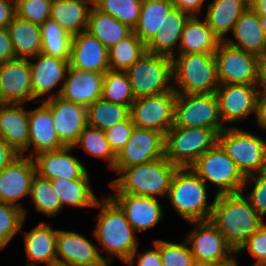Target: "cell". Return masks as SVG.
I'll use <instances>...</instances> for the list:
<instances>
[{
	"label": "cell",
	"mask_w": 266,
	"mask_h": 266,
	"mask_svg": "<svg viewBox=\"0 0 266 266\" xmlns=\"http://www.w3.org/2000/svg\"><path fill=\"white\" fill-rule=\"evenodd\" d=\"M210 221L234 252L266 222L242 192L215 195Z\"/></svg>",
	"instance_id": "obj_1"
},
{
	"label": "cell",
	"mask_w": 266,
	"mask_h": 266,
	"mask_svg": "<svg viewBox=\"0 0 266 266\" xmlns=\"http://www.w3.org/2000/svg\"><path fill=\"white\" fill-rule=\"evenodd\" d=\"M95 207L101 209L93 234L109 255L105 257V261L110 264L114 257H118L126 263L131 254L138 250L136 231L110 197L103 198L102 202L98 200Z\"/></svg>",
	"instance_id": "obj_2"
},
{
	"label": "cell",
	"mask_w": 266,
	"mask_h": 266,
	"mask_svg": "<svg viewBox=\"0 0 266 266\" xmlns=\"http://www.w3.org/2000/svg\"><path fill=\"white\" fill-rule=\"evenodd\" d=\"M178 166L172 164L165 156L145 164L122 169L119 177L109 186L115 193H128L139 196L154 197L168 194Z\"/></svg>",
	"instance_id": "obj_3"
},
{
	"label": "cell",
	"mask_w": 266,
	"mask_h": 266,
	"mask_svg": "<svg viewBox=\"0 0 266 266\" xmlns=\"http://www.w3.org/2000/svg\"><path fill=\"white\" fill-rule=\"evenodd\" d=\"M207 194L206 183L190 167H178L167 199L186 222L210 221L215 197L208 205Z\"/></svg>",
	"instance_id": "obj_4"
},
{
	"label": "cell",
	"mask_w": 266,
	"mask_h": 266,
	"mask_svg": "<svg viewBox=\"0 0 266 266\" xmlns=\"http://www.w3.org/2000/svg\"><path fill=\"white\" fill-rule=\"evenodd\" d=\"M173 87L181 94H212L218 89L215 54H176L173 58Z\"/></svg>",
	"instance_id": "obj_5"
},
{
	"label": "cell",
	"mask_w": 266,
	"mask_h": 266,
	"mask_svg": "<svg viewBox=\"0 0 266 266\" xmlns=\"http://www.w3.org/2000/svg\"><path fill=\"white\" fill-rule=\"evenodd\" d=\"M126 73L135 99L174 90L173 61L169 56L145 52Z\"/></svg>",
	"instance_id": "obj_6"
},
{
	"label": "cell",
	"mask_w": 266,
	"mask_h": 266,
	"mask_svg": "<svg viewBox=\"0 0 266 266\" xmlns=\"http://www.w3.org/2000/svg\"><path fill=\"white\" fill-rule=\"evenodd\" d=\"M218 144L245 177L266 170V140L263 138L229 126L218 134Z\"/></svg>",
	"instance_id": "obj_7"
},
{
	"label": "cell",
	"mask_w": 266,
	"mask_h": 266,
	"mask_svg": "<svg viewBox=\"0 0 266 266\" xmlns=\"http://www.w3.org/2000/svg\"><path fill=\"white\" fill-rule=\"evenodd\" d=\"M218 143V133L201 127H171L165 134L164 156L178 167H190Z\"/></svg>",
	"instance_id": "obj_8"
},
{
	"label": "cell",
	"mask_w": 266,
	"mask_h": 266,
	"mask_svg": "<svg viewBox=\"0 0 266 266\" xmlns=\"http://www.w3.org/2000/svg\"><path fill=\"white\" fill-rule=\"evenodd\" d=\"M190 168L206 183L218 187L215 195L240 193L245 184V176L235 162L217 143L199 157Z\"/></svg>",
	"instance_id": "obj_9"
},
{
	"label": "cell",
	"mask_w": 266,
	"mask_h": 266,
	"mask_svg": "<svg viewBox=\"0 0 266 266\" xmlns=\"http://www.w3.org/2000/svg\"><path fill=\"white\" fill-rule=\"evenodd\" d=\"M215 93L176 94L172 127H201L213 129L218 134L225 129Z\"/></svg>",
	"instance_id": "obj_10"
},
{
	"label": "cell",
	"mask_w": 266,
	"mask_h": 266,
	"mask_svg": "<svg viewBox=\"0 0 266 266\" xmlns=\"http://www.w3.org/2000/svg\"><path fill=\"white\" fill-rule=\"evenodd\" d=\"M220 84L259 85L260 57L221 41L215 52Z\"/></svg>",
	"instance_id": "obj_11"
},
{
	"label": "cell",
	"mask_w": 266,
	"mask_h": 266,
	"mask_svg": "<svg viewBox=\"0 0 266 266\" xmlns=\"http://www.w3.org/2000/svg\"><path fill=\"white\" fill-rule=\"evenodd\" d=\"M176 94L171 90L135 99L129 108L134 126L151 129L165 136L173 126Z\"/></svg>",
	"instance_id": "obj_12"
},
{
	"label": "cell",
	"mask_w": 266,
	"mask_h": 266,
	"mask_svg": "<svg viewBox=\"0 0 266 266\" xmlns=\"http://www.w3.org/2000/svg\"><path fill=\"white\" fill-rule=\"evenodd\" d=\"M165 136L151 129L134 127L124 147L117 153L112 171L145 164L164 157Z\"/></svg>",
	"instance_id": "obj_13"
},
{
	"label": "cell",
	"mask_w": 266,
	"mask_h": 266,
	"mask_svg": "<svg viewBox=\"0 0 266 266\" xmlns=\"http://www.w3.org/2000/svg\"><path fill=\"white\" fill-rule=\"evenodd\" d=\"M195 224L186 235V241L197 266L222 261L230 257L234 250L211 221L189 222Z\"/></svg>",
	"instance_id": "obj_14"
},
{
	"label": "cell",
	"mask_w": 266,
	"mask_h": 266,
	"mask_svg": "<svg viewBox=\"0 0 266 266\" xmlns=\"http://www.w3.org/2000/svg\"><path fill=\"white\" fill-rule=\"evenodd\" d=\"M259 85L220 84L215 91L223 124L238 122L256 114Z\"/></svg>",
	"instance_id": "obj_15"
},
{
	"label": "cell",
	"mask_w": 266,
	"mask_h": 266,
	"mask_svg": "<svg viewBox=\"0 0 266 266\" xmlns=\"http://www.w3.org/2000/svg\"><path fill=\"white\" fill-rule=\"evenodd\" d=\"M43 103L52 113L59 140L65 146L73 147L87 126V107L64 100L60 96L44 99Z\"/></svg>",
	"instance_id": "obj_16"
},
{
	"label": "cell",
	"mask_w": 266,
	"mask_h": 266,
	"mask_svg": "<svg viewBox=\"0 0 266 266\" xmlns=\"http://www.w3.org/2000/svg\"><path fill=\"white\" fill-rule=\"evenodd\" d=\"M57 266L109 265L98 247L74 231L58 230L56 239Z\"/></svg>",
	"instance_id": "obj_17"
},
{
	"label": "cell",
	"mask_w": 266,
	"mask_h": 266,
	"mask_svg": "<svg viewBox=\"0 0 266 266\" xmlns=\"http://www.w3.org/2000/svg\"><path fill=\"white\" fill-rule=\"evenodd\" d=\"M35 174L33 158L24 155H20L9 166L0 171V202L22 208L25 218L27 211L18 201L29 195Z\"/></svg>",
	"instance_id": "obj_18"
},
{
	"label": "cell",
	"mask_w": 266,
	"mask_h": 266,
	"mask_svg": "<svg viewBox=\"0 0 266 266\" xmlns=\"http://www.w3.org/2000/svg\"><path fill=\"white\" fill-rule=\"evenodd\" d=\"M109 197L124 212L136 232L154 227L164 217L163 207L157 198L128 193H114Z\"/></svg>",
	"instance_id": "obj_19"
},
{
	"label": "cell",
	"mask_w": 266,
	"mask_h": 266,
	"mask_svg": "<svg viewBox=\"0 0 266 266\" xmlns=\"http://www.w3.org/2000/svg\"><path fill=\"white\" fill-rule=\"evenodd\" d=\"M0 89L6 103L34 100L29 59L0 63Z\"/></svg>",
	"instance_id": "obj_20"
},
{
	"label": "cell",
	"mask_w": 266,
	"mask_h": 266,
	"mask_svg": "<svg viewBox=\"0 0 266 266\" xmlns=\"http://www.w3.org/2000/svg\"><path fill=\"white\" fill-rule=\"evenodd\" d=\"M104 74L69 67L57 96L87 107L101 98Z\"/></svg>",
	"instance_id": "obj_21"
},
{
	"label": "cell",
	"mask_w": 266,
	"mask_h": 266,
	"mask_svg": "<svg viewBox=\"0 0 266 266\" xmlns=\"http://www.w3.org/2000/svg\"><path fill=\"white\" fill-rule=\"evenodd\" d=\"M69 67L105 73L110 70L108 49L87 30L74 35Z\"/></svg>",
	"instance_id": "obj_22"
},
{
	"label": "cell",
	"mask_w": 266,
	"mask_h": 266,
	"mask_svg": "<svg viewBox=\"0 0 266 266\" xmlns=\"http://www.w3.org/2000/svg\"><path fill=\"white\" fill-rule=\"evenodd\" d=\"M72 148L74 147L65 146L34 156L36 174L49 180L81 178L87 169L78 158L69 153Z\"/></svg>",
	"instance_id": "obj_23"
},
{
	"label": "cell",
	"mask_w": 266,
	"mask_h": 266,
	"mask_svg": "<svg viewBox=\"0 0 266 266\" xmlns=\"http://www.w3.org/2000/svg\"><path fill=\"white\" fill-rule=\"evenodd\" d=\"M31 59L35 61L37 59L36 63L30 61L34 100L39 103L37 98L46 94L48 95L46 99L56 97L57 93L51 91L58 87L61 81L64 83L69 60L58 59L43 53Z\"/></svg>",
	"instance_id": "obj_24"
},
{
	"label": "cell",
	"mask_w": 266,
	"mask_h": 266,
	"mask_svg": "<svg viewBox=\"0 0 266 266\" xmlns=\"http://www.w3.org/2000/svg\"><path fill=\"white\" fill-rule=\"evenodd\" d=\"M53 122L52 113L44 103L36 109L29 110L28 151L31 145H33L32 149H34L29 155L30 158L43 152L58 150L65 147L57 136Z\"/></svg>",
	"instance_id": "obj_25"
},
{
	"label": "cell",
	"mask_w": 266,
	"mask_h": 266,
	"mask_svg": "<svg viewBox=\"0 0 266 266\" xmlns=\"http://www.w3.org/2000/svg\"><path fill=\"white\" fill-rule=\"evenodd\" d=\"M23 103H6L0 106V137L20 155L28 151L29 110Z\"/></svg>",
	"instance_id": "obj_26"
},
{
	"label": "cell",
	"mask_w": 266,
	"mask_h": 266,
	"mask_svg": "<svg viewBox=\"0 0 266 266\" xmlns=\"http://www.w3.org/2000/svg\"><path fill=\"white\" fill-rule=\"evenodd\" d=\"M231 34L236 41L226 38L227 44L258 57L266 53V39L262 32L260 16L250 6L241 14Z\"/></svg>",
	"instance_id": "obj_27"
},
{
	"label": "cell",
	"mask_w": 266,
	"mask_h": 266,
	"mask_svg": "<svg viewBox=\"0 0 266 266\" xmlns=\"http://www.w3.org/2000/svg\"><path fill=\"white\" fill-rule=\"evenodd\" d=\"M58 229L50 224L40 222L30 232L24 235V248L30 260L26 266H37L45 263L46 266H57L56 239Z\"/></svg>",
	"instance_id": "obj_28"
},
{
	"label": "cell",
	"mask_w": 266,
	"mask_h": 266,
	"mask_svg": "<svg viewBox=\"0 0 266 266\" xmlns=\"http://www.w3.org/2000/svg\"><path fill=\"white\" fill-rule=\"evenodd\" d=\"M190 17L187 12L174 7L166 17L164 26L146 43V52L173 58L178 54L181 34Z\"/></svg>",
	"instance_id": "obj_29"
},
{
	"label": "cell",
	"mask_w": 266,
	"mask_h": 266,
	"mask_svg": "<svg viewBox=\"0 0 266 266\" xmlns=\"http://www.w3.org/2000/svg\"><path fill=\"white\" fill-rule=\"evenodd\" d=\"M93 0H52L50 19L74 36L87 30Z\"/></svg>",
	"instance_id": "obj_30"
},
{
	"label": "cell",
	"mask_w": 266,
	"mask_h": 266,
	"mask_svg": "<svg viewBox=\"0 0 266 266\" xmlns=\"http://www.w3.org/2000/svg\"><path fill=\"white\" fill-rule=\"evenodd\" d=\"M249 0H213L207 6L204 16L214 34L225 41L241 14L249 7Z\"/></svg>",
	"instance_id": "obj_31"
},
{
	"label": "cell",
	"mask_w": 266,
	"mask_h": 266,
	"mask_svg": "<svg viewBox=\"0 0 266 266\" xmlns=\"http://www.w3.org/2000/svg\"><path fill=\"white\" fill-rule=\"evenodd\" d=\"M191 16L186 22L179 44L178 54L206 53L215 54L220 39L208 26L206 20Z\"/></svg>",
	"instance_id": "obj_32"
},
{
	"label": "cell",
	"mask_w": 266,
	"mask_h": 266,
	"mask_svg": "<svg viewBox=\"0 0 266 266\" xmlns=\"http://www.w3.org/2000/svg\"><path fill=\"white\" fill-rule=\"evenodd\" d=\"M7 29L16 59H31L41 53L40 25L16 16Z\"/></svg>",
	"instance_id": "obj_33"
},
{
	"label": "cell",
	"mask_w": 266,
	"mask_h": 266,
	"mask_svg": "<svg viewBox=\"0 0 266 266\" xmlns=\"http://www.w3.org/2000/svg\"><path fill=\"white\" fill-rule=\"evenodd\" d=\"M53 190L58 195L62 207H95L99 200L90 188L88 171L79 179H53L50 180Z\"/></svg>",
	"instance_id": "obj_34"
},
{
	"label": "cell",
	"mask_w": 266,
	"mask_h": 266,
	"mask_svg": "<svg viewBox=\"0 0 266 266\" xmlns=\"http://www.w3.org/2000/svg\"><path fill=\"white\" fill-rule=\"evenodd\" d=\"M87 31L109 49L121 39L129 36L133 29L92 6L89 12Z\"/></svg>",
	"instance_id": "obj_35"
},
{
	"label": "cell",
	"mask_w": 266,
	"mask_h": 266,
	"mask_svg": "<svg viewBox=\"0 0 266 266\" xmlns=\"http://www.w3.org/2000/svg\"><path fill=\"white\" fill-rule=\"evenodd\" d=\"M173 8L171 0H143L133 32L146 44L164 26L166 17Z\"/></svg>",
	"instance_id": "obj_36"
},
{
	"label": "cell",
	"mask_w": 266,
	"mask_h": 266,
	"mask_svg": "<svg viewBox=\"0 0 266 266\" xmlns=\"http://www.w3.org/2000/svg\"><path fill=\"white\" fill-rule=\"evenodd\" d=\"M41 53L58 59L69 60L73 36L65 32L54 20L48 19L41 26Z\"/></svg>",
	"instance_id": "obj_37"
},
{
	"label": "cell",
	"mask_w": 266,
	"mask_h": 266,
	"mask_svg": "<svg viewBox=\"0 0 266 266\" xmlns=\"http://www.w3.org/2000/svg\"><path fill=\"white\" fill-rule=\"evenodd\" d=\"M145 52L146 44L132 32L108 49L110 70L126 71Z\"/></svg>",
	"instance_id": "obj_38"
},
{
	"label": "cell",
	"mask_w": 266,
	"mask_h": 266,
	"mask_svg": "<svg viewBox=\"0 0 266 266\" xmlns=\"http://www.w3.org/2000/svg\"><path fill=\"white\" fill-rule=\"evenodd\" d=\"M129 117V107L102 98L87 106V125L105 131Z\"/></svg>",
	"instance_id": "obj_39"
},
{
	"label": "cell",
	"mask_w": 266,
	"mask_h": 266,
	"mask_svg": "<svg viewBox=\"0 0 266 266\" xmlns=\"http://www.w3.org/2000/svg\"><path fill=\"white\" fill-rule=\"evenodd\" d=\"M29 195L36 210L49 218L57 216L63 209L58 195L52 188L51 181L38 174H35L32 179Z\"/></svg>",
	"instance_id": "obj_40"
},
{
	"label": "cell",
	"mask_w": 266,
	"mask_h": 266,
	"mask_svg": "<svg viewBox=\"0 0 266 266\" xmlns=\"http://www.w3.org/2000/svg\"><path fill=\"white\" fill-rule=\"evenodd\" d=\"M101 98L130 108L135 98L126 71L108 70L105 72Z\"/></svg>",
	"instance_id": "obj_41"
},
{
	"label": "cell",
	"mask_w": 266,
	"mask_h": 266,
	"mask_svg": "<svg viewBox=\"0 0 266 266\" xmlns=\"http://www.w3.org/2000/svg\"><path fill=\"white\" fill-rule=\"evenodd\" d=\"M74 146H81L89 155L107 160L108 168L114 169L117 154L107 141L104 131L87 125Z\"/></svg>",
	"instance_id": "obj_42"
},
{
	"label": "cell",
	"mask_w": 266,
	"mask_h": 266,
	"mask_svg": "<svg viewBox=\"0 0 266 266\" xmlns=\"http://www.w3.org/2000/svg\"><path fill=\"white\" fill-rule=\"evenodd\" d=\"M143 0H93V6L132 29L137 25Z\"/></svg>",
	"instance_id": "obj_43"
},
{
	"label": "cell",
	"mask_w": 266,
	"mask_h": 266,
	"mask_svg": "<svg viewBox=\"0 0 266 266\" xmlns=\"http://www.w3.org/2000/svg\"><path fill=\"white\" fill-rule=\"evenodd\" d=\"M25 219L22 208L0 202V250L4 249L18 232H22Z\"/></svg>",
	"instance_id": "obj_44"
},
{
	"label": "cell",
	"mask_w": 266,
	"mask_h": 266,
	"mask_svg": "<svg viewBox=\"0 0 266 266\" xmlns=\"http://www.w3.org/2000/svg\"><path fill=\"white\" fill-rule=\"evenodd\" d=\"M184 241L180 244L159 239L162 266H197L187 241Z\"/></svg>",
	"instance_id": "obj_45"
},
{
	"label": "cell",
	"mask_w": 266,
	"mask_h": 266,
	"mask_svg": "<svg viewBox=\"0 0 266 266\" xmlns=\"http://www.w3.org/2000/svg\"><path fill=\"white\" fill-rule=\"evenodd\" d=\"M16 16L42 25L50 19L52 0H15Z\"/></svg>",
	"instance_id": "obj_46"
},
{
	"label": "cell",
	"mask_w": 266,
	"mask_h": 266,
	"mask_svg": "<svg viewBox=\"0 0 266 266\" xmlns=\"http://www.w3.org/2000/svg\"><path fill=\"white\" fill-rule=\"evenodd\" d=\"M254 181V187L247 195H244L250 202L251 206L261 216L266 215V170L246 176L242 193L245 194L246 185Z\"/></svg>",
	"instance_id": "obj_47"
},
{
	"label": "cell",
	"mask_w": 266,
	"mask_h": 266,
	"mask_svg": "<svg viewBox=\"0 0 266 266\" xmlns=\"http://www.w3.org/2000/svg\"><path fill=\"white\" fill-rule=\"evenodd\" d=\"M247 249L256 262L252 266H266V223L252 234L239 248L237 253Z\"/></svg>",
	"instance_id": "obj_48"
},
{
	"label": "cell",
	"mask_w": 266,
	"mask_h": 266,
	"mask_svg": "<svg viewBox=\"0 0 266 266\" xmlns=\"http://www.w3.org/2000/svg\"><path fill=\"white\" fill-rule=\"evenodd\" d=\"M134 124L129 116L126 120L115 124L104 131L107 141L113 151L117 154L129 140L134 129Z\"/></svg>",
	"instance_id": "obj_49"
},
{
	"label": "cell",
	"mask_w": 266,
	"mask_h": 266,
	"mask_svg": "<svg viewBox=\"0 0 266 266\" xmlns=\"http://www.w3.org/2000/svg\"><path fill=\"white\" fill-rule=\"evenodd\" d=\"M154 249L147 250L143 253L137 251V249L131 254L130 258L125 264L133 266L137 262V266H162V260L159 251V239L153 242ZM137 257V261L135 260Z\"/></svg>",
	"instance_id": "obj_50"
},
{
	"label": "cell",
	"mask_w": 266,
	"mask_h": 266,
	"mask_svg": "<svg viewBox=\"0 0 266 266\" xmlns=\"http://www.w3.org/2000/svg\"><path fill=\"white\" fill-rule=\"evenodd\" d=\"M15 53L7 28H0V63L14 60Z\"/></svg>",
	"instance_id": "obj_51"
},
{
	"label": "cell",
	"mask_w": 266,
	"mask_h": 266,
	"mask_svg": "<svg viewBox=\"0 0 266 266\" xmlns=\"http://www.w3.org/2000/svg\"><path fill=\"white\" fill-rule=\"evenodd\" d=\"M15 17V0H0V28H7Z\"/></svg>",
	"instance_id": "obj_52"
},
{
	"label": "cell",
	"mask_w": 266,
	"mask_h": 266,
	"mask_svg": "<svg viewBox=\"0 0 266 266\" xmlns=\"http://www.w3.org/2000/svg\"><path fill=\"white\" fill-rule=\"evenodd\" d=\"M20 154L0 137V171L9 166Z\"/></svg>",
	"instance_id": "obj_53"
},
{
	"label": "cell",
	"mask_w": 266,
	"mask_h": 266,
	"mask_svg": "<svg viewBox=\"0 0 266 266\" xmlns=\"http://www.w3.org/2000/svg\"><path fill=\"white\" fill-rule=\"evenodd\" d=\"M175 8L187 12L191 16H198L206 0H171Z\"/></svg>",
	"instance_id": "obj_54"
},
{
	"label": "cell",
	"mask_w": 266,
	"mask_h": 266,
	"mask_svg": "<svg viewBox=\"0 0 266 266\" xmlns=\"http://www.w3.org/2000/svg\"><path fill=\"white\" fill-rule=\"evenodd\" d=\"M256 122L262 129L266 130V93H259L256 102Z\"/></svg>",
	"instance_id": "obj_55"
},
{
	"label": "cell",
	"mask_w": 266,
	"mask_h": 266,
	"mask_svg": "<svg viewBox=\"0 0 266 266\" xmlns=\"http://www.w3.org/2000/svg\"><path fill=\"white\" fill-rule=\"evenodd\" d=\"M260 92L266 93V53L260 57Z\"/></svg>",
	"instance_id": "obj_56"
},
{
	"label": "cell",
	"mask_w": 266,
	"mask_h": 266,
	"mask_svg": "<svg viewBox=\"0 0 266 266\" xmlns=\"http://www.w3.org/2000/svg\"><path fill=\"white\" fill-rule=\"evenodd\" d=\"M249 5L259 16H266V0H249Z\"/></svg>",
	"instance_id": "obj_57"
},
{
	"label": "cell",
	"mask_w": 266,
	"mask_h": 266,
	"mask_svg": "<svg viewBox=\"0 0 266 266\" xmlns=\"http://www.w3.org/2000/svg\"><path fill=\"white\" fill-rule=\"evenodd\" d=\"M235 254H237V252H234L227 259H224L222 261L213 262V263H208V264H205L203 266H238Z\"/></svg>",
	"instance_id": "obj_58"
},
{
	"label": "cell",
	"mask_w": 266,
	"mask_h": 266,
	"mask_svg": "<svg viewBox=\"0 0 266 266\" xmlns=\"http://www.w3.org/2000/svg\"><path fill=\"white\" fill-rule=\"evenodd\" d=\"M260 24L262 28V32L264 33L266 39V16H260Z\"/></svg>",
	"instance_id": "obj_59"
},
{
	"label": "cell",
	"mask_w": 266,
	"mask_h": 266,
	"mask_svg": "<svg viewBox=\"0 0 266 266\" xmlns=\"http://www.w3.org/2000/svg\"><path fill=\"white\" fill-rule=\"evenodd\" d=\"M5 104H6V102H5L4 98H3V95H2L1 89H0V106L5 105Z\"/></svg>",
	"instance_id": "obj_60"
}]
</instances>
